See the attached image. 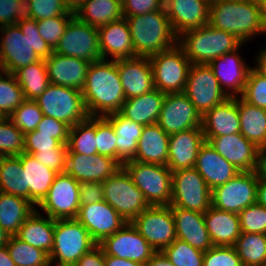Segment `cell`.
<instances>
[{"label":"cell","mask_w":266,"mask_h":266,"mask_svg":"<svg viewBox=\"0 0 266 266\" xmlns=\"http://www.w3.org/2000/svg\"><path fill=\"white\" fill-rule=\"evenodd\" d=\"M240 57L238 50L224 54L208 63L221 89L228 97L243 94L251 66Z\"/></svg>","instance_id":"603a6c76"},{"label":"cell","mask_w":266,"mask_h":266,"mask_svg":"<svg viewBox=\"0 0 266 266\" xmlns=\"http://www.w3.org/2000/svg\"><path fill=\"white\" fill-rule=\"evenodd\" d=\"M36 209L25 198L0 192V225L10 236L18 233L24 221Z\"/></svg>","instance_id":"8d00e7d4"},{"label":"cell","mask_w":266,"mask_h":266,"mask_svg":"<svg viewBox=\"0 0 266 266\" xmlns=\"http://www.w3.org/2000/svg\"><path fill=\"white\" fill-rule=\"evenodd\" d=\"M157 124L167 134L202 128V115L184 92L166 94Z\"/></svg>","instance_id":"e0dca14e"},{"label":"cell","mask_w":266,"mask_h":266,"mask_svg":"<svg viewBox=\"0 0 266 266\" xmlns=\"http://www.w3.org/2000/svg\"><path fill=\"white\" fill-rule=\"evenodd\" d=\"M149 59L155 89L165 94L184 92L192 63L178 43L150 56Z\"/></svg>","instance_id":"ba28073f"},{"label":"cell","mask_w":266,"mask_h":266,"mask_svg":"<svg viewBox=\"0 0 266 266\" xmlns=\"http://www.w3.org/2000/svg\"><path fill=\"white\" fill-rule=\"evenodd\" d=\"M238 215L241 232L266 234V207L255 203L243 209Z\"/></svg>","instance_id":"f5cc1de1"},{"label":"cell","mask_w":266,"mask_h":266,"mask_svg":"<svg viewBox=\"0 0 266 266\" xmlns=\"http://www.w3.org/2000/svg\"><path fill=\"white\" fill-rule=\"evenodd\" d=\"M44 61L51 84L75 88L80 91L84 88L91 62L54 52Z\"/></svg>","instance_id":"484cf974"},{"label":"cell","mask_w":266,"mask_h":266,"mask_svg":"<svg viewBox=\"0 0 266 266\" xmlns=\"http://www.w3.org/2000/svg\"><path fill=\"white\" fill-rule=\"evenodd\" d=\"M117 69L126 99L141 96L155 89L149 57L136 56L117 60Z\"/></svg>","instance_id":"d4e9b609"},{"label":"cell","mask_w":266,"mask_h":266,"mask_svg":"<svg viewBox=\"0 0 266 266\" xmlns=\"http://www.w3.org/2000/svg\"><path fill=\"white\" fill-rule=\"evenodd\" d=\"M43 113L35 100H24L8 118L24 134L34 131L40 123Z\"/></svg>","instance_id":"c3c4849f"},{"label":"cell","mask_w":266,"mask_h":266,"mask_svg":"<svg viewBox=\"0 0 266 266\" xmlns=\"http://www.w3.org/2000/svg\"><path fill=\"white\" fill-rule=\"evenodd\" d=\"M13 75L26 100H36L50 84L43 59L16 70Z\"/></svg>","instance_id":"ab89813d"},{"label":"cell","mask_w":266,"mask_h":266,"mask_svg":"<svg viewBox=\"0 0 266 266\" xmlns=\"http://www.w3.org/2000/svg\"><path fill=\"white\" fill-rule=\"evenodd\" d=\"M105 266H144V264L128 259L109 256L104 253Z\"/></svg>","instance_id":"03108f58"},{"label":"cell","mask_w":266,"mask_h":266,"mask_svg":"<svg viewBox=\"0 0 266 266\" xmlns=\"http://www.w3.org/2000/svg\"><path fill=\"white\" fill-rule=\"evenodd\" d=\"M75 16V14H62L53 18H47L38 20V31L41 38L54 49L58 44L60 38L64 34V31L69 21Z\"/></svg>","instance_id":"816d5d0a"},{"label":"cell","mask_w":266,"mask_h":266,"mask_svg":"<svg viewBox=\"0 0 266 266\" xmlns=\"http://www.w3.org/2000/svg\"><path fill=\"white\" fill-rule=\"evenodd\" d=\"M35 101L43 115L63 121L70 127L89 117L82 92L75 88L50 83Z\"/></svg>","instance_id":"9c48e42d"},{"label":"cell","mask_w":266,"mask_h":266,"mask_svg":"<svg viewBox=\"0 0 266 266\" xmlns=\"http://www.w3.org/2000/svg\"><path fill=\"white\" fill-rule=\"evenodd\" d=\"M104 200L111 205L127 223L132 222L150 205L143 193L135 186L130 174L121 166L112 176L102 182Z\"/></svg>","instance_id":"30bf717a"},{"label":"cell","mask_w":266,"mask_h":266,"mask_svg":"<svg viewBox=\"0 0 266 266\" xmlns=\"http://www.w3.org/2000/svg\"><path fill=\"white\" fill-rule=\"evenodd\" d=\"M144 266H175L163 251H156Z\"/></svg>","instance_id":"e7e4bbea"},{"label":"cell","mask_w":266,"mask_h":266,"mask_svg":"<svg viewBox=\"0 0 266 266\" xmlns=\"http://www.w3.org/2000/svg\"><path fill=\"white\" fill-rule=\"evenodd\" d=\"M32 19L30 0H0V28Z\"/></svg>","instance_id":"f907efd6"},{"label":"cell","mask_w":266,"mask_h":266,"mask_svg":"<svg viewBox=\"0 0 266 266\" xmlns=\"http://www.w3.org/2000/svg\"><path fill=\"white\" fill-rule=\"evenodd\" d=\"M165 0H124L122 2L123 16H137L164 8Z\"/></svg>","instance_id":"94428289"},{"label":"cell","mask_w":266,"mask_h":266,"mask_svg":"<svg viewBox=\"0 0 266 266\" xmlns=\"http://www.w3.org/2000/svg\"><path fill=\"white\" fill-rule=\"evenodd\" d=\"M261 266H266V260L263 262V264Z\"/></svg>","instance_id":"11e5206c"},{"label":"cell","mask_w":266,"mask_h":266,"mask_svg":"<svg viewBox=\"0 0 266 266\" xmlns=\"http://www.w3.org/2000/svg\"><path fill=\"white\" fill-rule=\"evenodd\" d=\"M38 207L54 220L76 219L80 208V183L66 172L58 173Z\"/></svg>","instance_id":"5bb4252c"},{"label":"cell","mask_w":266,"mask_h":266,"mask_svg":"<svg viewBox=\"0 0 266 266\" xmlns=\"http://www.w3.org/2000/svg\"><path fill=\"white\" fill-rule=\"evenodd\" d=\"M25 100L12 73L0 71V117H8Z\"/></svg>","instance_id":"f6af8a7d"},{"label":"cell","mask_w":266,"mask_h":266,"mask_svg":"<svg viewBox=\"0 0 266 266\" xmlns=\"http://www.w3.org/2000/svg\"><path fill=\"white\" fill-rule=\"evenodd\" d=\"M165 95L160 90L153 89L141 96L126 99L120 113L143 126L156 124Z\"/></svg>","instance_id":"e575fe53"},{"label":"cell","mask_w":266,"mask_h":266,"mask_svg":"<svg viewBox=\"0 0 266 266\" xmlns=\"http://www.w3.org/2000/svg\"><path fill=\"white\" fill-rule=\"evenodd\" d=\"M53 52L91 63L101 60L98 29L74 16Z\"/></svg>","instance_id":"4fadbf2b"},{"label":"cell","mask_w":266,"mask_h":266,"mask_svg":"<svg viewBox=\"0 0 266 266\" xmlns=\"http://www.w3.org/2000/svg\"><path fill=\"white\" fill-rule=\"evenodd\" d=\"M208 142L237 170H257L260 149L241 133L212 137Z\"/></svg>","instance_id":"ffe728a7"},{"label":"cell","mask_w":266,"mask_h":266,"mask_svg":"<svg viewBox=\"0 0 266 266\" xmlns=\"http://www.w3.org/2000/svg\"><path fill=\"white\" fill-rule=\"evenodd\" d=\"M76 219L88 230L97 244L127 224L125 219L105 200L80 205Z\"/></svg>","instance_id":"d6986e66"},{"label":"cell","mask_w":266,"mask_h":266,"mask_svg":"<svg viewBox=\"0 0 266 266\" xmlns=\"http://www.w3.org/2000/svg\"><path fill=\"white\" fill-rule=\"evenodd\" d=\"M74 266H105L103 249L97 245L90 252L82 255Z\"/></svg>","instance_id":"be15d7a7"},{"label":"cell","mask_w":266,"mask_h":266,"mask_svg":"<svg viewBox=\"0 0 266 266\" xmlns=\"http://www.w3.org/2000/svg\"><path fill=\"white\" fill-rule=\"evenodd\" d=\"M163 252L175 266H203L204 252L180 239L176 238Z\"/></svg>","instance_id":"7dc6e473"},{"label":"cell","mask_w":266,"mask_h":266,"mask_svg":"<svg viewBox=\"0 0 266 266\" xmlns=\"http://www.w3.org/2000/svg\"><path fill=\"white\" fill-rule=\"evenodd\" d=\"M121 165L111 157L105 155H84L67 153L65 172L79 183L103 182L112 176Z\"/></svg>","instance_id":"7402d4cb"},{"label":"cell","mask_w":266,"mask_h":266,"mask_svg":"<svg viewBox=\"0 0 266 266\" xmlns=\"http://www.w3.org/2000/svg\"><path fill=\"white\" fill-rule=\"evenodd\" d=\"M98 32L102 59L108 55L113 61L136 57L125 17L98 28Z\"/></svg>","instance_id":"f1b7e54d"},{"label":"cell","mask_w":266,"mask_h":266,"mask_svg":"<svg viewBox=\"0 0 266 266\" xmlns=\"http://www.w3.org/2000/svg\"><path fill=\"white\" fill-rule=\"evenodd\" d=\"M10 235L0 225V248L5 247L9 241Z\"/></svg>","instance_id":"34e18365"},{"label":"cell","mask_w":266,"mask_h":266,"mask_svg":"<svg viewBox=\"0 0 266 266\" xmlns=\"http://www.w3.org/2000/svg\"><path fill=\"white\" fill-rule=\"evenodd\" d=\"M6 247L16 266H50L49 255L46 252L21 241L16 236H10Z\"/></svg>","instance_id":"ee69618b"},{"label":"cell","mask_w":266,"mask_h":266,"mask_svg":"<svg viewBox=\"0 0 266 266\" xmlns=\"http://www.w3.org/2000/svg\"><path fill=\"white\" fill-rule=\"evenodd\" d=\"M113 126L116 134V161L123 166L133 160L142 134L143 125L124 117L120 112L105 116Z\"/></svg>","instance_id":"836d02e7"},{"label":"cell","mask_w":266,"mask_h":266,"mask_svg":"<svg viewBox=\"0 0 266 266\" xmlns=\"http://www.w3.org/2000/svg\"><path fill=\"white\" fill-rule=\"evenodd\" d=\"M52 53L34 19L0 28V71L13 74L22 67L46 60Z\"/></svg>","instance_id":"6da1fadb"},{"label":"cell","mask_w":266,"mask_h":266,"mask_svg":"<svg viewBox=\"0 0 266 266\" xmlns=\"http://www.w3.org/2000/svg\"><path fill=\"white\" fill-rule=\"evenodd\" d=\"M97 154L116 160V134L112 123L105 116H95Z\"/></svg>","instance_id":"681fc988"},{"label":"cell","mask_w":266,"mask_h":266,"mask_svg":"<svg viewBox=\"0 0 266 266\" xmlns=\"http://www.w3.org/2000/svg\"><path fill=\"white\" fill-rule=\"evenodd\" d=\"M68 149H46L32 154L42 165L56 171L65 172Z\"/></svg>","instance_id":"91938a15"},{"label":"cell","mask_w":266,"mask_h":266,"mask_svg":"<svg viewBox=\"0 0 266 266\" xmlns=\"http://www.w3.org/2000/svg\"><path fill=\"white\" fill-rule=\"evenodd\" d=\"M169 134L156 123L143 127L134 161L167 166Z\"/></svg>","instance_id":"d6a6232c"},{"label":"cell","mask_w":266,"mask_h":266,"mask_svg":"<svg viewBox=\"0 0 266 266\" xmlns=\"http://www.w3.org/2000/svg\"><path fill=\"white\" fill-rule=\"evenodd\" d=\"M149 205H170L172 171L165 165L130 160L123 164Z\"/></svg>","instance_id":"52a82bcc"},{"label":"cell","mask_w":266,"mask_h":266,"mask_svg":"<svg viewBox=\"0 0 266 266\" xmlns=\"http://www.w3.org/2000/svg\"><path fill=\"white\" fill-rule=\"evenodd\" d=\"M256 203L266 207V179L258 178Z\"/></svg>","instance_id":"a7ac6f4b"},{"label":"cell","mask_w":266,"mask_h":266,"mask_svg":"<svg viewBox=\"0 0 266 266\" xmlns=\"http://www.w3.org/2000/svg\"><path fill=\"white\" fill-rule=\"evenodd\" d=\"M178 44L192 64H208L224 54L239 50L244 43L230 32L208 23L181 34Z\"/></svg>","instance_id":"5b68a950"},{"label":"cell","mask_w":266,"mask_h":266,"mask_svg":"<svg viewBox=\"0 0 266 266\" xmlns=\"http://www.w3.org/2000/svg\"><path fill=\"white\" fill-rule=\"evenodd\" d=\"M177 239L187 242L193 248L206 252L213 247L206 229L204 213L171 207Z\"/></svg>","instance_id":"83f0119b"},{"label":"cell","mask_w":266,"mask_h":266,"mask_svg":"<svg viewBox=\"0 0 266 266\" xmlns=\"http://www.w3.org/2000/svg\"><path fill=\"white\" fill-rule=\"evenodd\" d=\"M234 247L243 266H261L266 260V234L241 232Z\"/></svg>","instance_id":"7bdbcfd3"},{"label":"cell","mask_w":266,"mask_h":266,"mask_svg":"<svg viewBox=\"0 0 266 266\" xmlns=\"http://www.w3.org/2000/svg\"><path fill=\"white\" fill-rule=\"evenodd\" d=\"M260 17L263 23V26L266 30V0H257Z\"/></svg>","instance_id":"753ad0ef"},{"label":"cell","mask_w":266,"mask_h":266,"mask_svg":"<svg viewBox=\"0 0 266 266\" xmlns=\"http://www.w3.org/2000/svg\"><path fill=\"white\" fill-rule=\"evenodd\" d=\"M240 133L259 149L266 148V110L238 96Z\"/></svg>","instance_id":"74e56055"},{"label":"cell","mask_w":266,"mask_h":266,"mask_svg":"<svg viewBox=\"0 0 266 266\" xmlns=\"http://www.w3.org/2000/svg\"><path fill=\"white\" fill-rule=\"evenodd\" d=\"M131 223L155 251H163L177 238L170 205H150Z\"/></svg>","instance_id":"9a60e30c"},{"label":"cell","mask_w":266,"mask_h":266,"mask_svg":"<svg viewBox=\"0 0 266 266\" xmlns=\"http://www.w3.org/2000/svg\"><path fill=\"white\" fill-rule=\"evenodd\" d=\"M95 138V116H89L87 119L70 127L67 153L96 155Z\"/></svg>","instance_id":"b9f144b4"},{"label":"cell","mask_w":266,"mask_h":266,"mask_svg":"<svg viewBox=\"0 0 266 266\" xmlns=\"http://www.w3.org/2000/svg\"><path fill=\"white\" fill-rule=\"evenodd\" d=\"M209 24L230 32L244 44L265 34L257 0H214L210 2Z\"/></svg>","instance_id":"3957f363"},{"label":"cell","mask_w":266,"mask_h":266,"mask_svg":"<svg viewBox=\"0 0 266 266\" xmlns=\"http://www.w3.org/2000/svg\"><path fill=\"white\" fill-rule=\"evenodd\" d=\"M32 19L38 21L62 14H75L68 10L63 0H30Z\"/></svg>","instance_id":"9f6ffc18"},{"label":"cell","mask_w":266,"mask_h":266,"mask_svg":"<svg viewBox=\"0 0 266 266\" xmlns=\"http://www.w3.org/2000/svg\"><path fill=\"white\" fill-rule=\"evenodd\" d=\"M0 266H16L6 246L0 248Z\"/></svg>","instance_id":"2644e50d"},{"label":"cell","mask_w":266,"mask_h":266,"mask_svg":"<svg viewBox=\"0 0 266 266\" xmlns=\"http://www.w3.org/2000/svg\"><path fill=\"white\" fill-rule=\"evenodd\" d=\"M203 266H243L234 246H213L204 252Z\"/></svg>","instance_id":"11a10c76"},{"label":"cell","mask_w":266,"mask_h":266,"mask_svg":"<svg viewBox=\"0 0 266 266\" xmlns=\"http://www.w3.org/2000/svg\"><path fill=\"white\" fill-rule=\"evenodd\" d=\"M75 16L97 29L124 17L122 3L117 0H87Z\"/></svg>","instance_id":"f35d334b"},{"label":"cell","mask_w":266,"mask_h":266,"mask_svg":"<svg viewBox=\"0 0 266 266\" xmlns=\"http://www.w3.org/2000/svg\"><path fill=\"white\" fill-rule=\"evenodd\" d=\"M81 92L89 116H107L120 112L126 98L117 61L101 59L92 62Z\"/></svg>","instance_id":"7a4b0ae2"},{"label":"cell","mask_w":266,"mask_h":266,"mask_svg":"<svg viewBox=\"0 0 266 266\" xmlns=\"http://www.w3.org/2000/svg\"><path fill=\"white\" fill-rule=\"evenodd\" d=\"M26 178V199L38 206L46 197L56 175V171L42 165L31 154L18 155Z\"/></svg>","instance_id":"4dcf8cb0"},{"label":"cell","mask_w":266,"mask_h":266,"mask_svg":"<svg viewBox=\"0 0 266 266\" xmlns=\"http://www.w3.org/2000/svg\"><path fill=\"white\" fill-rule=\"evenodd\" d=\"M202 129L207 142L212 137L240 133L238 97H229L208 110L202 116Z\"/></svg>","instance_id":"4316f807"},{"label":"cell","mask_w":266,"mask_h":266,"mask_svg":"<svg viewBox=\"0 0 266 266\" xmlns=\"http://www.w3.org/2000/svg\"><path fill=\"white\" fill-rule=\"evenodd\" d=\"M97 245L77 219H57L49 255L50 266H74L82 255Z\"/></svg>","instance_id":"8992f818"},{"label":"cell","mask_w":266,"mask_h":266,"mask_svg":"<svg viewBox=\"0 0 266 266\" xmlns=\"http://www.w3.org/2000/svg\"><path fill=\"white\" fill-rule=\"evenodd\" d=\"M194 168L203 177L211 190L223 185L240 172L207 141L201 145L198 151Z\"/></svg>","instance_id":"f546056e"},{"label":"cell","mask_w":266,"mask_h":266,"mask_svg":"<svg viewBox=\"0 0 266 266\" xmlns=\"http://www.w3.org/2000/svg\"><path fill=\"white\" fill-rule=\"evenodd\" d=\"M257 173L260 178L266 179V148H262L259 151Z\"/></svg>","instance_id":"89a4df30"},{"label":"cell","mask_w":266,"mask_h":266,"mask_svg":"<svg viewBox=\"0 0 266 266\" xmlns=\"http://www.w3.org/2000/svg\"><path fill=\"white\" fill-rule=\"evenodd\" d=\"M129 26L136 56L150 57L178 43L166 10L137 16H124Z\"/></svg>","instance_id":"277c9868"},{"label":"cell","mask_w":266,"mask_h":266,"mask_svg":"<svg viewBox=\"0 0 266 266\" xmlns=\"http://www.w3.org/2000/svg\"><path fill=\"white\" fill-rule=\"evenodd\" d=\"M164 8L177 37L209 23L208 0H165Z\"/></svg>","instance_id":"44dd1931"},{"label":"cell","mask_w":266,"mask_h":266,"mask_svg":"<svg viewBox=\"0 0 266 266\" xmlns=\"http://www.w3.org/2000/svg\"><path fill=\"white\" fill-rule=\"evenodd\" d=\"M104 200V190L101 182L80 183V205L97 203Z\"/></svg>","instance_id":"6125c7cd"},{"label":"cell","mask_w":266,"mask_h":266,"mask_svg":"<svg viewBox=\"0 0 266 266\" xmlns=\"http://www.w3.org/2000/svg\"><path fill=\"white\" fill-rule=\"evenodd\" d=\"M205 142L202 128H190L169 135L167 167L172 171L193 168Z\"/></svg>","instance_id":"cb8c5ba5"},{"label":"cell","mask_w":266,"mask_h":266,"mask_svg":"<svg viewBox=\"0 0 266 266\" xmlns=\"http://www.w3.org/2000/svg\"><path fill=\"white\" fill-rule=\"evenodd\" d=\"M24 152V133L8 117H0V157Z\"/></svg>","instance_id":"bcb514c9"},{"label":"cell","mask_w":266,"mask_h":266,"mask_svg":"<svg viewBox=\"0 0 266 266\" xmlns=\"http://www.w3.org/2000/svg\"><path fill=\"white\" fill-rule=\"evenodd\" d=\"M106 255L145 264L156 252L132 223L125 224L98 244Z\"/></svg>","instance_id":"ac0fdd59"},{"label":"cell","mask_w":266,"mask_h":266,"mask_svg":"<svg viewBox=\"0 0 266 266\" xmlns=\"http://www.w3.org/2000/svg\"><path fill=\"white\" fill-rule=\"evenodd\" d=\"M184 93L202 116L229 98L208 64H191Z\"/></svg>","instance_id":"2e32d148"},{"label":"cell","mask_w":266,"mask_h":266,"mask_svg":"<svg viewBox=\"0 0 266 266\" xmlns=\"http://www.w3.org/2000/svg\"><path fill=\"white\" fill-rule=\"evenodd\" d=\"M206 229L213 246H234L241 234L239 215L212 205L204 212Z\"/></svg>","instance_id":"1f68e13d"},{"label":"cell","mask_w":266,"mask_h":266,"mask_svg":"<svg viewBox=\"0 0 266 266\" xmlns=\"http://www.w3.org/2000/svg\"><path fill=\"white\" fill-rule=\"evenodd\" d=\"M0 192L26 199V178L18 156L0 157Z\"/></svg>","instance_id":"60d3db41"},{"label":"cell","mask_w":266,"mask_h":266,"mask_svg":"<svg viewBox=\"0 0 266 266\" xmlns=\"http://www.w3.org/2000/svg\"><path fill=\"white\" fill-rule=\"evenodd\" d=\"M259 175L254 171H240L232 179L212 190V206L239 214L256 203Z\"/></svg>","instance_id":"7c38bea8"},{"label":"cell","mask_w":266,"mask_h":266,"mask_svg":"<svg viewBox=\"0 0 266 266\" xmlns=\"http://www.w3.org/2000/svg\"><path fill=\"white\" fill-rule=\"evenodd\" d=\"M35 130L39 134L52 135L61 144H68L70 126L63 121L43 115Z\"/></svg>","instance_id":"680465c9"},{"label":"cell","mask_w":266,"mask_h":266,"mask_svg":"<svg viewBox=\"0 0 266 266\" xmlns=\"http://www.w3.org/2000/svg\"><path fill=\"white\" fill-rule=\"evenodd\" d=\"M212 190L193 168L172 172L171 207L204 213L212 205Z\"/></svg>","instance_id":"8fae6325"},{"label":"cell","mask_w":266,"mask_h":266,"mask_svg":"<svg viewBox=\"0 0 266 266\" xmlns=\"http://www.w3.org/2000/svg\"><path fill=\"white\" fill-rule=\"evenodd\" d=\"M46 149H68L67 144H61L52 135L39 134L38 131H30L24 134V152L34 154Z\"/></svg>","instance_id":"6f0895ef"},{"label":"cell","mask_w":266,"mask_h":266,"mask_svg":"<svg viewBox=\"0 0 266 266\" xmlns=\"http://www.w3.org/2000/svg\"><path fill=\"white\" fill-rule=\"evenodd\" d=\"M260 53L256 58V67L253 66L252 68L261 76H263L264 78H266V47L263 48L262 50L260 49L259 51Z\"/></svg>","instance_id":"003e7915"},{"label":"cell","mask_w":266,"mask_h":266,"mask_svg":"<svg viewBox=\"0 0 266 266\" xmlns=\"http://www.w3.org/2000/svg\"><path fill=\"white\" fill-rule=\"evenodd\" d=\"M44 217L36 209L24 221L15 236L50 255L53 247L55 220L48 216Z\"/></svg>","instance_id":"d590c367"},{"label":"cell","mask_w":266,"mask_h":266,"mask_svg":"<svg viewBox=\"0 0 266 266\" xmlns=\"http://www.w3.org/2000/svg\"><path fill=\"white\" fill-rule=\"evenodd\" d=\"M240 97L247 103L266 110V78L251 68Z\"/></svg>","instance_id":"db71d44e"},{"label":"cell","mask_w":266,"mask_h":266,"mask_svg":"<svg viewBox=\"0 0 266 266\" xmlns=\"http://www.w3.org/2000/svg\"><path fill=\"white\" fill-rule=\"evenodd\" d=\"M63 1L68 10L72 13H75L87 0H63Z\"/></svg>","instance_id":"8c879c8a"}]
</instances>
